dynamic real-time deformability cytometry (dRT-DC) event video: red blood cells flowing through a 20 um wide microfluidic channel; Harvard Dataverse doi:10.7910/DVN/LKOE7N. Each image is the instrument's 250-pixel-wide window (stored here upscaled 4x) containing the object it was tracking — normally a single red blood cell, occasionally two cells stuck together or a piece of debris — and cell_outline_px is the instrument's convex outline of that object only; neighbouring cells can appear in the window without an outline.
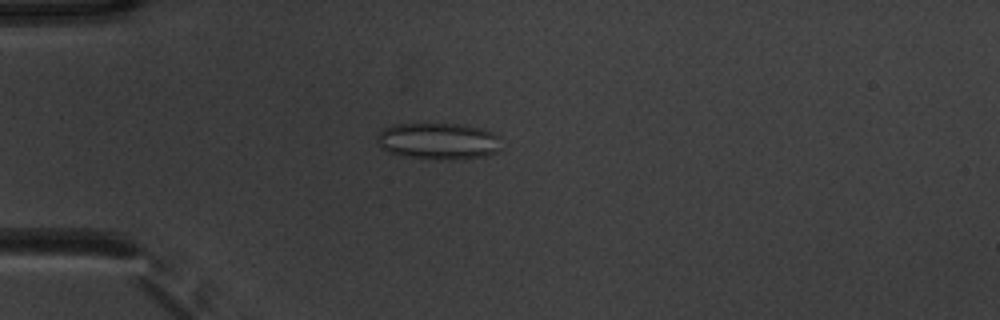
{"species": "common noctule bat (a hibernating species)", "species_latin": "Nyctalus noctula", "temperature_condition": "warm", "stored_images_in_passage": 46, "camera_frame_rate_fps": 3000, "um_per_image_px": 0.085, "animal": {"sex": "male", "body_mass_g": 20.1, "forearm_length_mm": 53.5}, "frame": {"image": 1, "passage_image": 8, "time_ms": 2.333, "image_size_px": [1000, 320], "cell_outline_px": [[500, 152], [484, 156], [452, 160], [444, 160], [412, 156], [388, 152], [376, 140], [376, 136], [384, 128], [392, 124], [456, 124], [484, 128], [500, 136]], "centroid_in_image_um": [37.33, 11.99], "position_along_channel_um": 47.7, "area_um2": 26.47}}
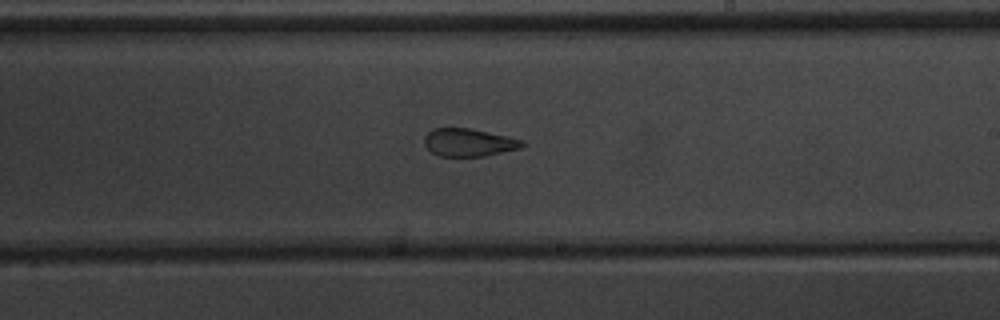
{"frame": {"image": 2, "passage_image": 25, "time_ms": 8.0, "image_size_px": [1000, 320], "cell_outline_px": [[524, 148], [484, 156], [436, 156], [424, 144], [424, 136], [428, 132], [436, 128], [468, 128], [508, 136], [524, 140]], "centroid_in_image_um": [39.87, 12.12], "position_along_channel_um": 249.1, "area_um2": 15.95}}
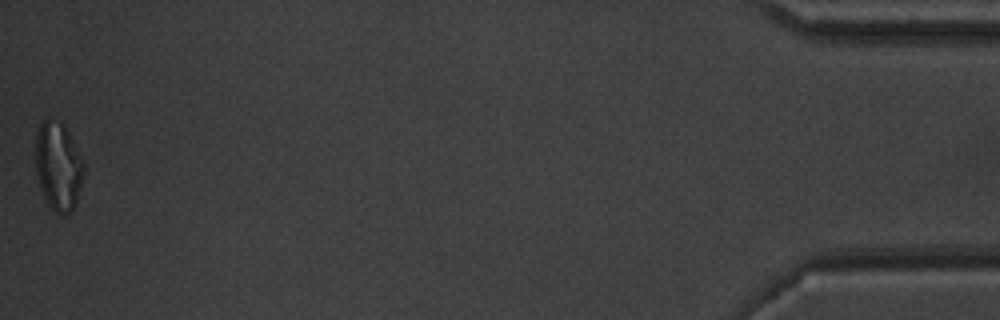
{"frame": {"image": 3, "passage_image": 46, "time_ms": 15.0, "image_size_px": [1000, 320], "cell_outline_px": [[84, 176], [76, 204], [72, 212], [64, 216], [60, 216], [48, 204], [44, 196], [36, 172], [36, 136], [40, 124], [44, 120], [48, 120], [64, 124], [84, 160]], "centroid_in_image_um": [4.99, 14.18], "position_along_channel_um": 430.2, "area_um2": 24.85}, "authors_computed_cell_mechanics": {"area_um2": 18.8139, "velocity_mm_per_s": 3.8677, "shape_relaxation_time_tau1_ms": null, "shape_relaxation_time_tau2_ms": 1.4605, "deformation_change_tau1": null, "deformation_change_tau2": 0.0942}}